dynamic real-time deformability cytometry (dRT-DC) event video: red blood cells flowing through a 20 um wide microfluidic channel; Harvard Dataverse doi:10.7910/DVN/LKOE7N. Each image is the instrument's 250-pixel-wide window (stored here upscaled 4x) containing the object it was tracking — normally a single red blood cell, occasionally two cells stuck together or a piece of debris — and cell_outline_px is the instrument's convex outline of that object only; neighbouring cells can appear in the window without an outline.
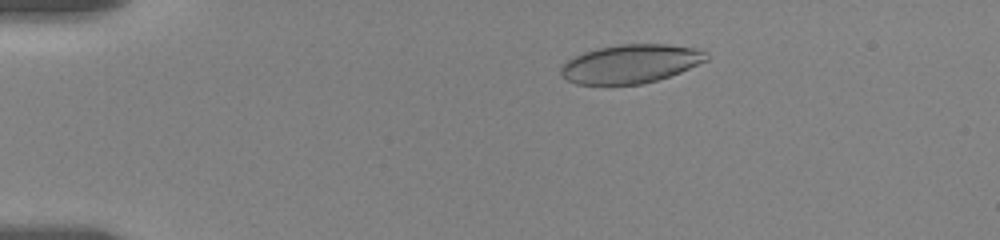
{"species": "human", "species_latin": "Homo sapiens", "temperature_condition": "room temperature", "stored_images_in_passage": 57, "camera_frame_rate_fps": 3000, "um_per_image_px": 0.085, "donor": {"sex": "female"}, "frame": {"image": 1, "passage_image": 11, "time_ms": 3.333, "image_size_px": [1000, 240], "cell_outline_px": [[708, 60], [680, 72], [656, 80], [640, 84], [576, 84], [560, 76], [560, 68], [568, 60], [584, 52], [596, 48], [620, 44], [668, 44], [692, 48], [708, 52]], "centroid_in_image_um": [53.59, 5.42], "position_along_channel_um": 31.4, "area_um2": 32.6}}
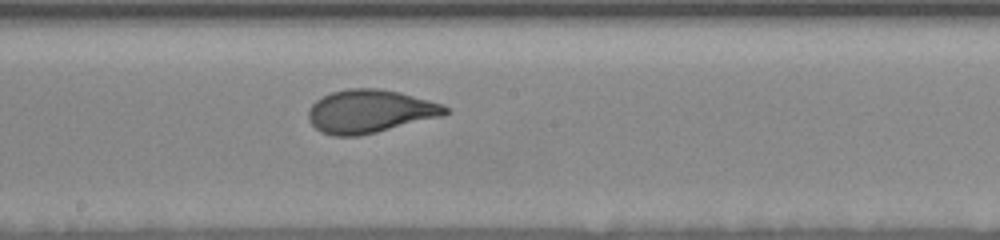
{"frame": {"image": 2, "passage_image": 32, "time_ms": 10.333, "image_size_px": [1000, 240], "cell_outline_px": [[452, 112], [444, 116], [376, 132], [356, 136], [332, 136], [320, 132], [308, 120], [308, 108], [316, 100], [332, 92], [348, 88], [376, 88], [400, 92], [444, 104]], "centroid_in_image_um": [31.46, 9.46], "position_along_channel_um": 216.7, "area_um2": 34.68}}
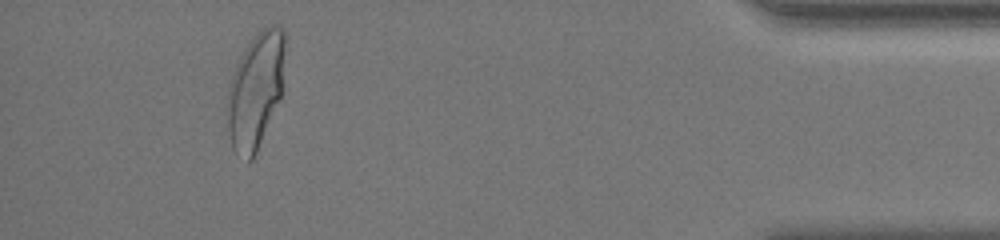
{"frame": {"image": 3, "passage_image": 53, "time_ms": 17.333, "image_size_px": [1000, 240], "cell_outline_px": [[284, 48], [280, 96], [256, 152], [252, 160], [248, 160], [236, 152], [232, 148], [228, 132], [224, 104], [228, 84], [232, 72], [244, 48], [260, 28], [268, 24], [272, 24], [284, 28]], "centroid_in_image_um": [21.65, 7.63], "position_along_channel_um": 413.5, "area_um2": 39.02}, "authors_computed_cell_mechanics": {"area_um2": 34.3332, "velocity_mm_per_s": 3.5438, "shape_relaxation_time_tau1_ms": 3.6204, "shape_relaxation_time_tau2_ms": null, "deformation_change_tau1": 0.1632, "deformation_change_tau2": null}}